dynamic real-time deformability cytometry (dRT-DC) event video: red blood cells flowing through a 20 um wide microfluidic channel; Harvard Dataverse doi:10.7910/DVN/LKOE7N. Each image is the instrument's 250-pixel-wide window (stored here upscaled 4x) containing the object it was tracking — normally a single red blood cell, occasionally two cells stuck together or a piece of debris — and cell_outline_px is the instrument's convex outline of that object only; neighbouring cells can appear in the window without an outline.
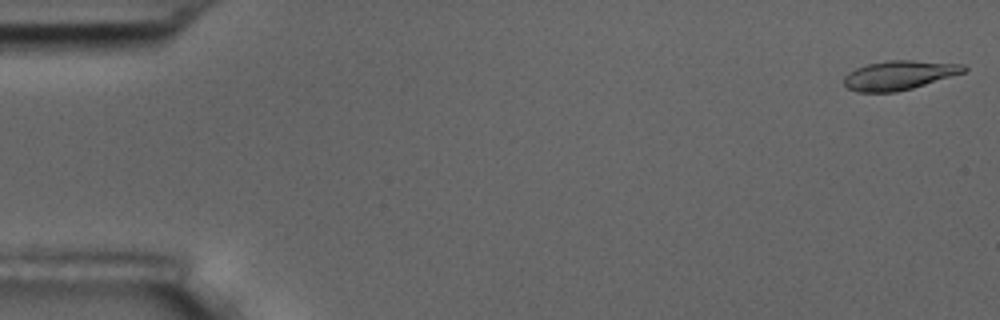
{"species": "common noctule bat (a hibernating species)", "species_latin": "Nyctalus noctula", "temperature_condition": "room temperature", "stored_images_in_passage": 6, "camera_frame_rate_fps": 3000, "um_per_image_px": 0.085, "animal": {"sex": "male", "body_mass_g": 17.5, "forearm_length_mm": 52.3}, "frame": {"image": 1, "passage_image": 1, "time_ms": 0.0, "image_size_px": [1000, 320], "cell_outline_px": [[968, 68], [964, 72], [912, 88], [896, 92], [860, 92], [848, 88], [844, 84], [844, 76], [848, 72], [856, 68], [868, 64], [888, 60], [912, 60], [964, 64]], "centroid_in_image_um": [76.41, 6.38], "position_along_channel_um": 8.6, "area_um2": 20.23}}
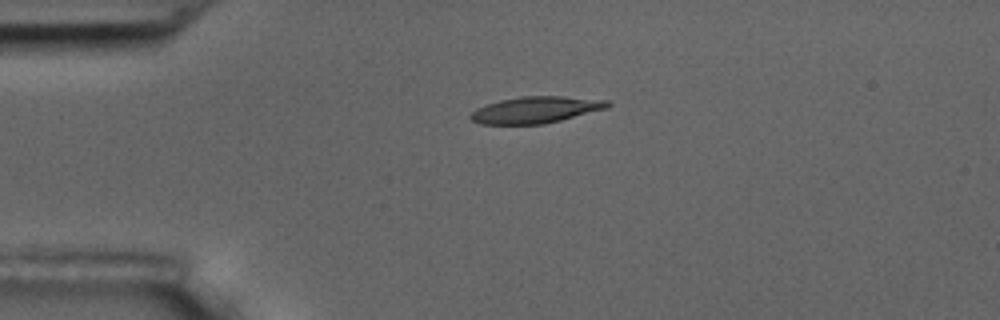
{"frame": {"image": 2, "passage_image": 4, "time_ms": 4.0, "image_size_px": [1000, 320], "cell_outline_px": [[612, 104], [608, 108], [544, 124], [480, 124], [472, 120], [468, 116], [476, 108], [500, 100], [524, 96], [564, 96], [608, 100]], "centroid_in_image_um": [45.55, 9.33], "position_along_channel_um": 39.4, "area_um2": 21.15}}